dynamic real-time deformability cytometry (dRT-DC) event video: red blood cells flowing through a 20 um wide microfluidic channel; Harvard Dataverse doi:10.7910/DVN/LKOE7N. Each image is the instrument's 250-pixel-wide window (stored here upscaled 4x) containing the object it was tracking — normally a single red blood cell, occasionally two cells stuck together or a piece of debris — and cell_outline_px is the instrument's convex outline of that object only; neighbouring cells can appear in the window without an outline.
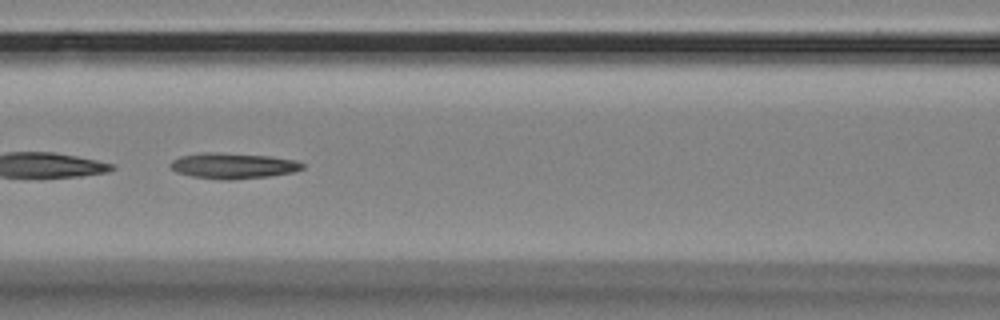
{"species": "Egyptian fruit bat (a non-hibernating species)", "species_latin": "Rousettus aegyptiacus", "temperature_condition": "room temperature", "stored_images_in_passage": 57, "camera_frame_rate_fps": 3000, "um_per_image_px": 0.085, "animal": {"sex": "female"}, "frame": {"image": 1, "passage_image": 25, "time_ms": 8.0, "image_size_px": [1000, 320], "cell_outline_px": [[304, 168], [292, 172], [268, 176], [232, 180], [220, 180], [192, 176], [176, 172], [168, 164], [172, 160], [180, 156], [204, 152], [216, 152], [268, 156], [296, 160], [304, 164]], "centroid_in_image_um": [19.78, 14.09], "position_along_channel_um": 146.8, "area_um2": 19.77}, "authors_computed_cell_mechanics": {"area_um2": 20.6924, "velocity_mm_per_s": 3.5406, "shape_relaxation_time_tau1_ms": 6.3317, "shape_relaxation_time_tau2_ms": null, "deformation_change_tau1": 0.1502, "deformation_change_tau2": null}}